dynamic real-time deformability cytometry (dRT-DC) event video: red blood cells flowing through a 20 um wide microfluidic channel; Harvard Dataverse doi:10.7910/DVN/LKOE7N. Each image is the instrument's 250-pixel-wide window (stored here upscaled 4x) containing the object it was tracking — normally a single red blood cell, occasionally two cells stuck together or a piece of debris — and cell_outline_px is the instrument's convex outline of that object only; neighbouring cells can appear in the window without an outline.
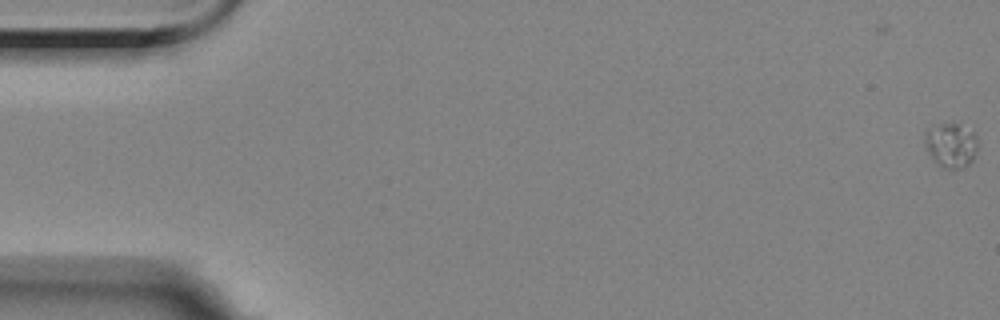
{"species": "Egyptian fruit bat (a non-hibernating species)", "species_latin": "Rousettus aegyptiacus", "temperature_condition": "room temperature", "stored_images_in_passage": 3, "camera_frame_rate_fps": 3000, "um_per_image_px": 0.085, "animal": {"sex": "female"}, "frame": {"image": 1, "passage_image": 3, "time_ms": 0.667, "image_size_px": [1000, 320], "cell_outline_px": [[976, 156], [968, 164], [960, 168], [940, 168], [928, 152], [924, 140], [928, 128], [940, 124], [960, 124], [972, 132], [976, 136]], "centroid_in_image_um": [80.83, 12.35], "position_along_channel_um": 4.2, "area_um2": 13.53}}